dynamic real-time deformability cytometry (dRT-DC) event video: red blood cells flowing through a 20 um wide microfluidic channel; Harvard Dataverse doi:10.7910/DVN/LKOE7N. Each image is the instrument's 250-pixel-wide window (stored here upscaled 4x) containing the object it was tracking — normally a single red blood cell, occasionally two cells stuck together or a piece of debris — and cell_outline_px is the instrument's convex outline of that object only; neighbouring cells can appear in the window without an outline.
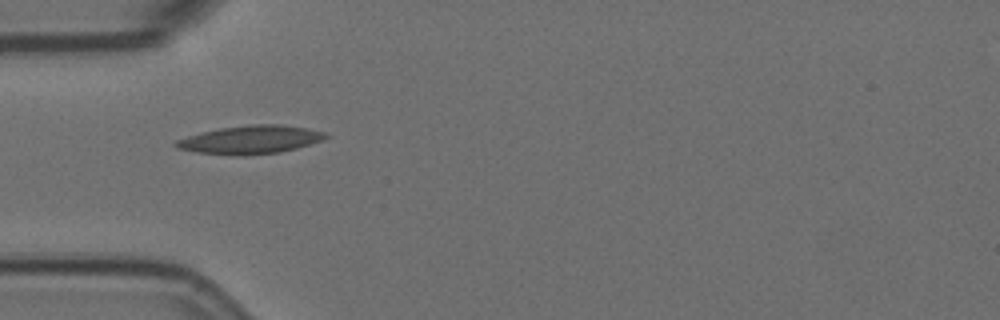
{"species": "Egyptian fruit bat (a non-hibernating species)", "species_latin": "Rousettus aegyptiacus", "temperature_condition": "room temperature", "stored_images_in_passage": 4, "camera_frame_rate_fps": 3000, "um_per_image_px": 0.085, "animal": {"sex": "female"}, "frame": {"image": 1, "passage_image": 3, "time_ms": 0.667, "image_size_px": [1000, 320], "cell_outline_px": [[328, 136], [320, 140], [296, 148], [280, 152], [240, 156], [200, 152], [176, 148], [172, 144], [176, 140], [188, 136], [220, 128], [248, 124], [280, 124], [308, 128], [328, 132]], "centroid_in_image_um": [21.3, 11.86], "position_along_channel_um": 63.7, "area_um2": 24.51}}
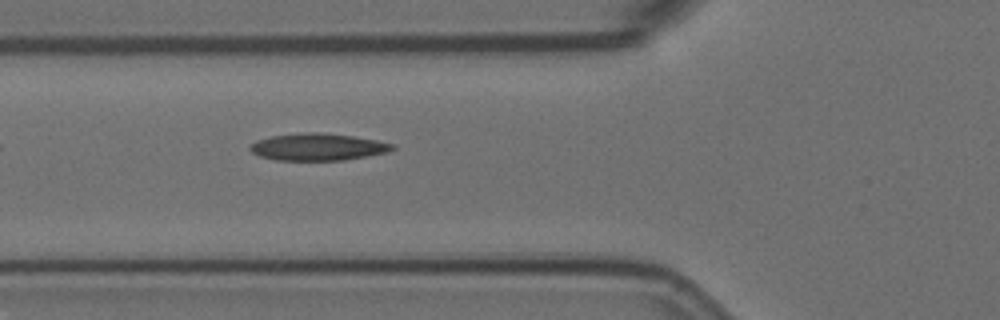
{"frame": {"image": 2, "passage_image": 4, "time_ms": 1.0, "image_size_px": [1000, 320], "cell_outline_px": [[396, 148], [388, 152], [344, 160], [276, 160], [260, 156], [252, 152], [248, 148], [256, 140], [272, 136], [304, 132], [320, 132], [352, 136], [376, 140], [396, 144]], "centroid_in_image_um": [27.03, 12.49], "position_along_channel_um": 98.8, "area_um2": 22.43}}